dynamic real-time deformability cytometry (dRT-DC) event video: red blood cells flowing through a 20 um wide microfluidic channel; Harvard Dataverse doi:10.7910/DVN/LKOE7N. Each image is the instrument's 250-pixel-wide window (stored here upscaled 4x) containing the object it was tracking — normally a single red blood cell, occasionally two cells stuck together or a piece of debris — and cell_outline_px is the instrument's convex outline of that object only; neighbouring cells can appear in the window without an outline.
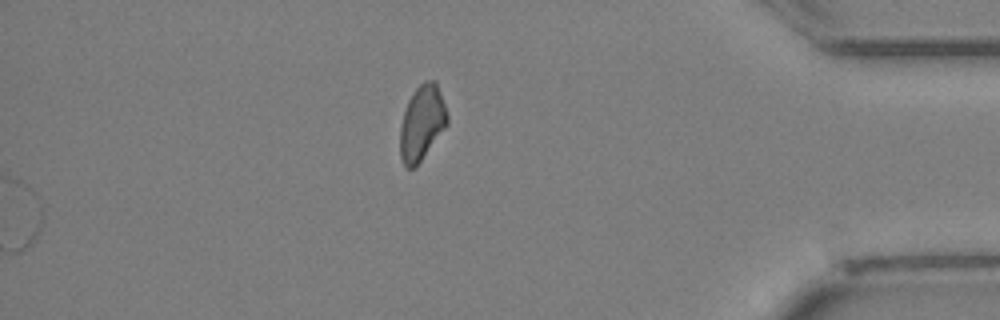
{"species": "Egyptian fruit bat (a non-hibernating species)", "species_latin": "Rousettus aegyptiacus", "temperature_condition": "cold", "stored_images_in_passage": 36, "segment_of_instrument_passage": [2, 2], "camera_frame_rate_fps": 3000, "um_per_image_px": 0.085, "animal": {"sex": "female"}, "frame": {"image": 1, "passage_image": 36, "time_ms": 11.667, "image_size_px": [1000, 320], "cell_outline_px": [[448, 124], [420, 160], [412, 168], [404, 168], [400, 156], [400, 128], [404, 112], [408, 100], [412, 92], [424, 80], [436, 80], [448, 116]], "centroid_in_image_um": [35.85, 10.41], "position_along_channel_um": 399.3, "area_um2": 20.4}}